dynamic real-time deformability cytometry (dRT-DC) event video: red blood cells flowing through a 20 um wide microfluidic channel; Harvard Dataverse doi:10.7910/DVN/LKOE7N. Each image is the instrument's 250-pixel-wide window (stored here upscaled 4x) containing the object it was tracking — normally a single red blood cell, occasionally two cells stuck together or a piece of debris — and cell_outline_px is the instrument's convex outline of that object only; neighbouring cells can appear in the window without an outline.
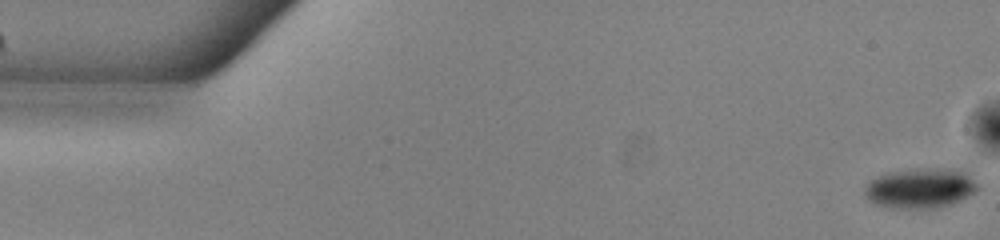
{"species": "common noctule bat (a hibernating species)", "species_latin": "Nyctalus noctula", "temperature_condition": "warm", "stored_images_in_passage": 49, "camera_frame_rate_fps": 3000, "um_per_image_px": 0.085, "animal": {"sex": "male", "body_mass_g": 13.0, "forearm_length_mm": 53.1}, "frame": {"image": 1, "passage_image": 1, "time_ms": 0.0, "image_size_px": [1000, 240], "cell_outline_px": [[976, 188], [972, 192], [960, 200], [936, 208], [892, 208], [872, 204], [868, 200], [864, 192], [864, 188], [872, 180], [888, 172], [916, 168], [956, 168], [964, 172], [976, 184]], "centroid_in_image_um": [78.16, 15.99], "position_along_channel_um": 6.8, "area_um2": 26.07}}
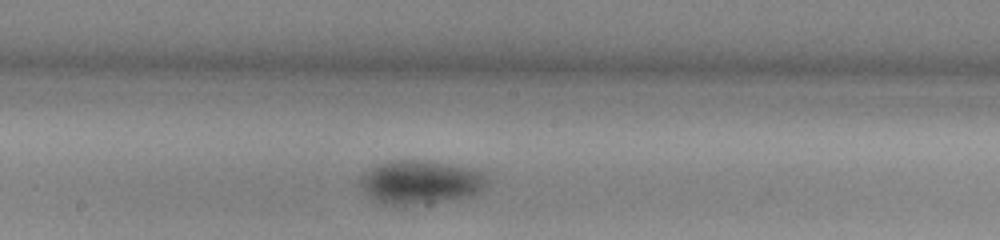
{"frame": {"image": 2, "passage_image": 28, "time_ms": 9.0, "image_size_px": [1000, 240], "cell_outline_px": [[488, 184], [480, 192], [468, 196], [448, 200], [404, 208], [384, 204], [372, 200], [360, 184], [360, 176], [372, 168], [380, 164], [392, 160], [424, 160], [484, 172], [488, 180]], "centroid_in_image_um": [35.71, 15.53], "position_along_channel_um": 212.5, "area_um2": 32.48}}
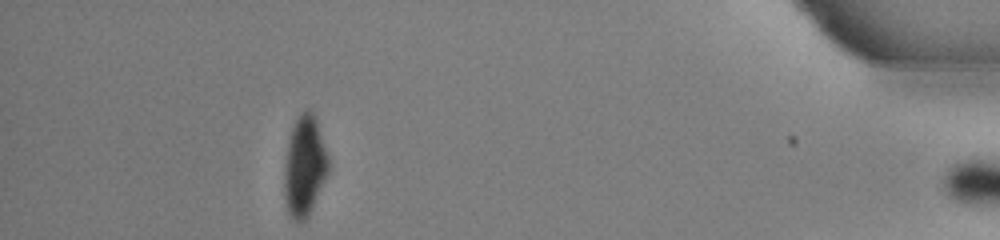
{"frame": {"image": 3, "passage_image": 48, "time_ms": 15.667, "image_size_px": [1000, 240], "cell_outline_px": [[328, 172], [312, 208], [308, 216], [300, 224], [296, 224], [292, 220], [288, 212], [284, 200], [284, 164], [288, 144], [292, 128], [296, 120], [304, 108], [308, 108], [316, 116], [328, 156]], "centroid_in_image_um": [25.87, 14.14], "position_along_channel_um": 409.3, "area_um2": 25.95}, "authors_computed_cell_mechanics": {"area_um2": 29.0156, "velocity_mm_per_s": 3.8784, "shape_relaxation_time_tau1_ms": 2.8071, "shape_relaxation_time_tau2_ms": null, "deformation_change_tau1": 0.1022, "deformation_change_tau2": null}}